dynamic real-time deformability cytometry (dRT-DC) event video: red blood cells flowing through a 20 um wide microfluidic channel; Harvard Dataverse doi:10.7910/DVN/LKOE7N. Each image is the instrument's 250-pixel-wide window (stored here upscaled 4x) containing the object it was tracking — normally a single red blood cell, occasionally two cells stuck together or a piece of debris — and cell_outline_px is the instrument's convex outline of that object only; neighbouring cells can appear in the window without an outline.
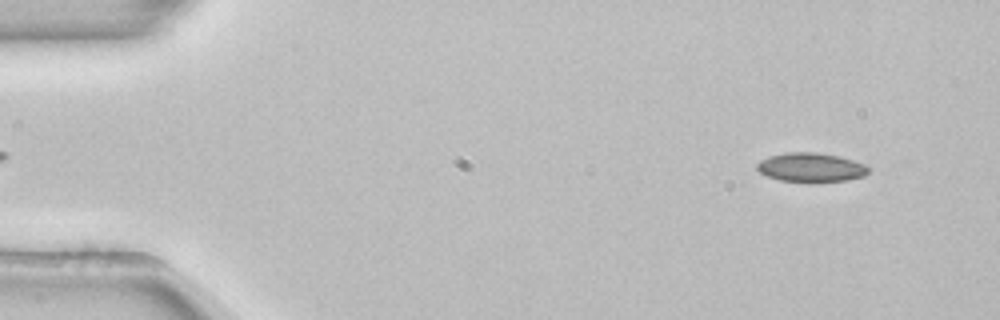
{"species": "common noctule bat (a hibernating species)", "species_latin": "Nyctalus noctula", "temperature_condition": "room temperature", "stored_images_in_passage": 52, "camera_frame_rate_fps": 3000, "um_per_image_px": 0.085, "animal": {"sex": "female", "body_mass_g": 22.7, "forearm_length_mm": 54.2}, "frame": {"image": 1, "passage_image": 4, "time_ms": 1.0, "image_size_px": [1000, 320], "cell_outline_px": [[868, 172], [864, 176], [848, 180], [812, 184], [780, 180], [768, 176], [760, 172], [756, 168], [756, 164], [760, 160], [768, 156], [788, 152], [816, 152], [840, 156], [864, 164], [868, 168]], "centroid_in_image_um": [68.92, 14.25], "position_along_channel_um": 16.1, "area_um2": 19.36}}
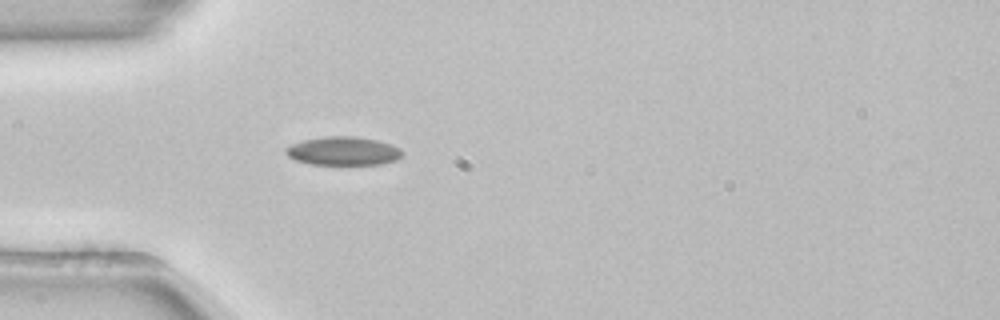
{"frame": {"image": 2, "passage_image": 15, "time_ms": 4.667, "image_size_px": [1000, 320], "cell_outline_px": [[404, 156], [396, 160], [380, 164], [312, 164], [296, 160], [288, 156], [284, 152], [284, 148], [292, 144], [304, 140], [324, 136], [352, 136], [376, 140], [400, 148], [404, 152]], "centroid_in_image_um": [29.18, 12.83], "position_along_channel_um": 55.8, "area_um2": 19.31}}
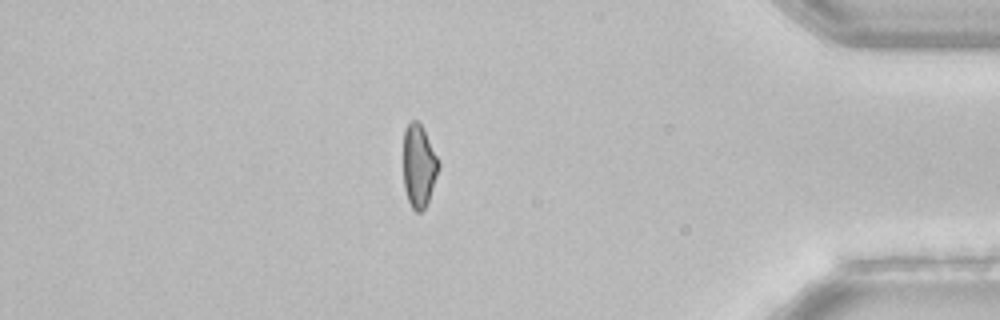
{"frame": {"image": 3, "passage_image": 45, "time_ms": 14.667, "image_size_px": [1000, 320], "cell_outline_px": [[440, 168], [428, 200], [424, 208], [420, 212], [416, 212], [412, 208], [408, 200], [404, 188], [404, 128], [408, 120], [416, 120], [420, 124], [440, 160]], "centroid_in_image_um": [35.61, 14.08], "position_along_channel_um": 399.6, "area_um2": 17.05}}